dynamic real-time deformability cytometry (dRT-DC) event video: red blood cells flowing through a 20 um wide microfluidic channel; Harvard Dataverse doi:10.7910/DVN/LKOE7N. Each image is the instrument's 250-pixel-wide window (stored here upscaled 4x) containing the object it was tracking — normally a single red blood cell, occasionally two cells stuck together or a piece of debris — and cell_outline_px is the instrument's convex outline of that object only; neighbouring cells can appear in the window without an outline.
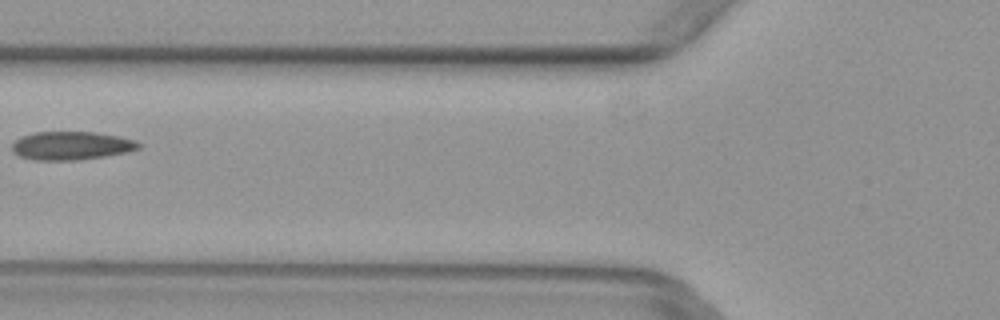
{"species": "common noctule bat (a hibernating species)", "species_latin": "Nyctalus noctula", "temperature_condition": "warm", "stored_images_in_passage": 2, "camera_frame_rate_fps": 3000, "um_per_image_px": 0.085, "animal": {"sex": "female", "body_mass_g": 29.2, "forearm_length_mm": 56.3}, "frame": {"image": 1, "passage_image": 2, "time_ms": 0.333, "image_size_px": [1000, 320], "cell_outline_px": [[144, 144], [140, 148], [128, 152], [104, 156], [76, 160], [36, 160], [20, 156], [12, 152], [12, 144], [20, 136], [32, 132], [96, 132], [120, 136], [136, 140]], "centroid_in_image_um": [6.09, 12.37], "position_along_channel_um": 119.7, "area_um2": 21.15}}